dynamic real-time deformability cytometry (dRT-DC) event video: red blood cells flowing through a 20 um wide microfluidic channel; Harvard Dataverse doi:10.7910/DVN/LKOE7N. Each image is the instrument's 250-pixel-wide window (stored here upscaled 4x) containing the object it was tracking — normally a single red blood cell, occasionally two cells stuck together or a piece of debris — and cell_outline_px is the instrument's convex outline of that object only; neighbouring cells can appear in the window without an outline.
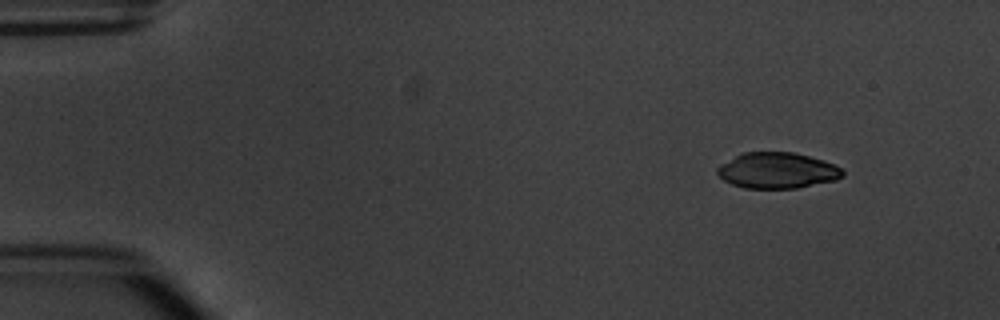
{"species": "common noctule bat (a hibernating species)", "species_latin": "Nyctalus noctula", "temperature_condition": "warm", "stored_images_in_passage": 5, "camera_frame_rate_fps": 3000, "um_per_image_px": 0.085, "animal": {"sex": "male", "body_mass_g": 20.1, "forearm_length_mm": 53.5}, "frame": {"image": 1, "passage_image": 1, "time_ms": 0.0, "image_size_px": [1000, 320], "cell_outline_px": [[844, 176], [836, 180], [796, 188], [744, 188], [732, 184], [724, 180], [716, 172], [716, 168], [720, 164], [744, 152], [792, 152], [824, 160], [840, 168], [844, 172]], "centroid_in_image_um": [66.06, 14.49], "position_along_channel_um": 18.9, "area_um2": 26.07}}